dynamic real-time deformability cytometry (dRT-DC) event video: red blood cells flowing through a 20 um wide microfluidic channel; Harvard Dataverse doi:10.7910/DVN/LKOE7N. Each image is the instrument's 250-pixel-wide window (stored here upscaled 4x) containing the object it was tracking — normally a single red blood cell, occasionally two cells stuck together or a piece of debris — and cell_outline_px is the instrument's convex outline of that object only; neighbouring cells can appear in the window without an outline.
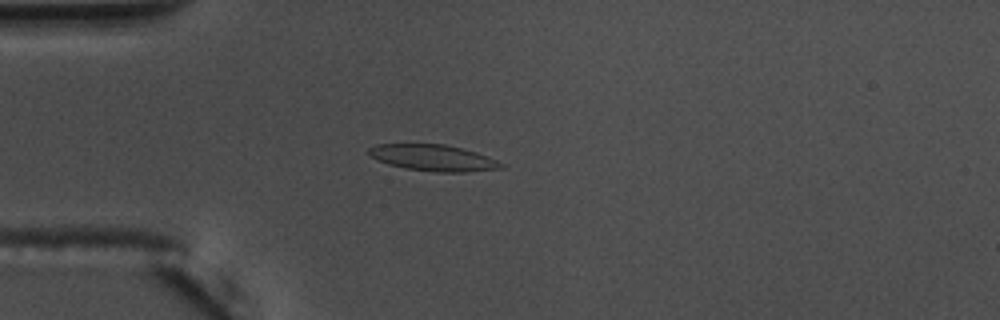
{"species": "common noctule bat (a hibernating species)", "species_latin": "Nyctalus noctula", "temperature_condition": "warm", "stored_images_in_passage": 56, "camera_frame_rate_fps": 3000, "um_per_image_px": 0.085, "animal": {"sex": "male", "body_mass_g": 17.5, "forearm_length_mm": 52.3}, "frame": {"image": 1, "passage_image": 16, "time_ms": 5.0, "image_size_px": [1000, 320], "cell_outline_px": [[504, 168], [464, 172], [436, 172], [404, 168], [388, 164], [368, 156], [368, 148], [376, 144], [444, 144], [476, 152], [488, 156], [504, 164]], "centroid_in_image_um": [36.8, 13.41], "position_along_channel_um": 48.2, "area_um2": 20.29}}
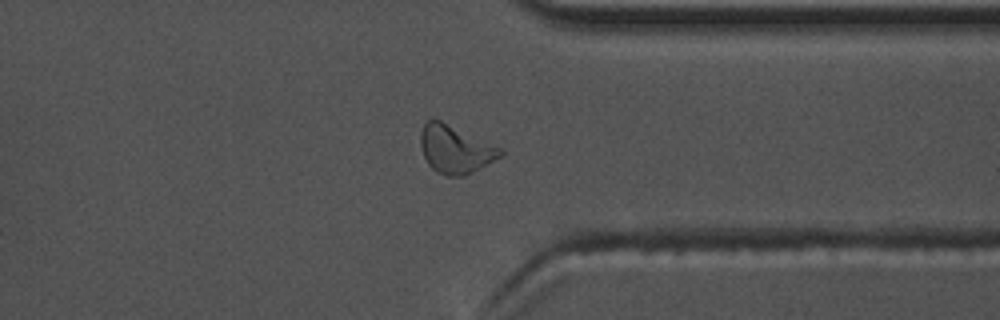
{"frame": {"image": 2, "passage_image": 44, "time_ms": 14.333, "image_size_px": [1000, 320], "cell_outline_px": [[504, 152], [500, 156], [472, 172], [464, 176], [444, 176], [436, 172], [428, 164], [424, 156], [420, 144], [420, 132], [424, 124], [432, 116], [504, 148]], "centroid_in_image_um": [38.68, 12.66], "position_along_channel_um": 372.7, "area_um2": 22.54}}
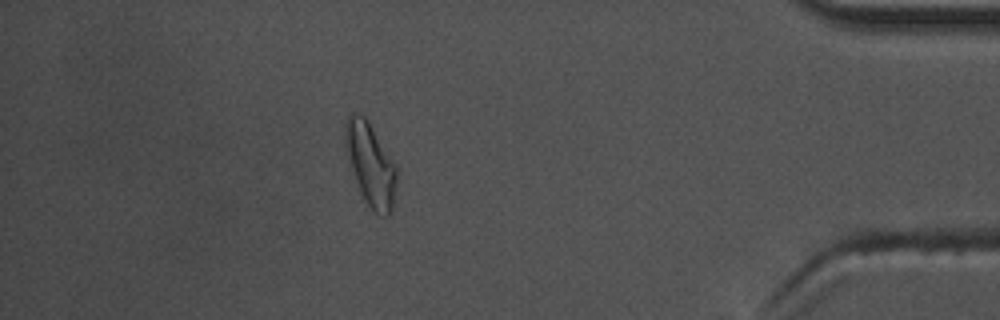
{"frame": {"image": 3, "passage_image": 50, "time_ms": 16.333, "image_size_px": [1000, 320], "cell_outline_px": [[396, 184], [392, 212], [388, 216], [384, 216], [376, 212], [364, 200], [356, 180], [344, 148], [344, 124], [348, 116], [352, 112], [356, 112], [364, 116], [368, 120], [396, 164]], "centroid_in_image_um": [31.48, 13.92], "position_along_channel_um": 403.7, "area_um2": 24.85}, "authors_computed_cell_mechanics": {"area_um2": 20.1433, "velocity_mm_per_s": 3.6657, "shape_relaxation_time_tau1_ms": 4.5473, "shape_relaxation_time_tau2_ms": 1.6212, "deformation_change_tau1": 0.1462, "deformation_change_tau2": 0.0909}}